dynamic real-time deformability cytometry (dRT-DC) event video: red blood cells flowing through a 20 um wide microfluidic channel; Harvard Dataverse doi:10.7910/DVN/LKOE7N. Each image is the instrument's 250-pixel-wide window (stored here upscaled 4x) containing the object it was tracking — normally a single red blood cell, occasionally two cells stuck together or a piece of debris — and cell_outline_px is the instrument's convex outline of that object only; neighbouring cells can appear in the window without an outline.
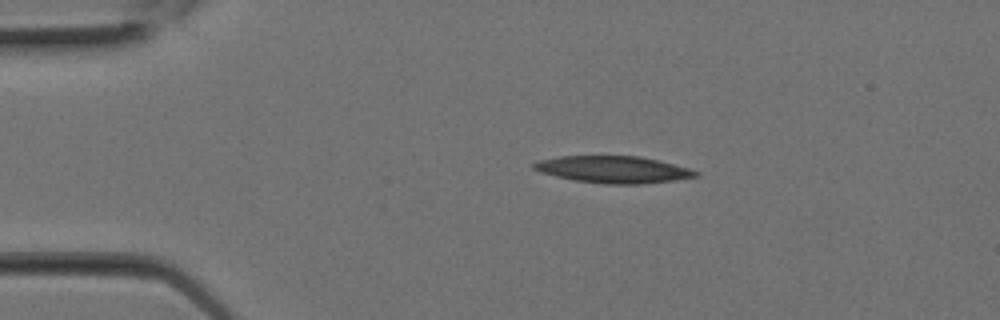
{"species": "Egyptian fruit bat (a non-hibernating species)", "species_latin": "Rousettus aegyptiacus", "temperature_condition": "room temperature", "stored_images_in_passage": 2, "camera_frame_rate_fps": 3000, "um_per_image_px": 0.085, "animal": {"sex": "female"}, "frame": {"image": 1, "passage_image": 1, "time_ms": 0.0, "image_size_px": [1000, 320], "cell_outline_px": [[700, 176], [676, 180], [640, 184], [604, 184], [576, 180], [556, 176], [532, 168], [532, 164], [540, 160], [560, 156], [640, 156], [688, 168], [700, 172]], "centroid_in_image_um": [52.17, 14.41], "position_along_channel_um": 32.8, "area_um2": 25.14}}
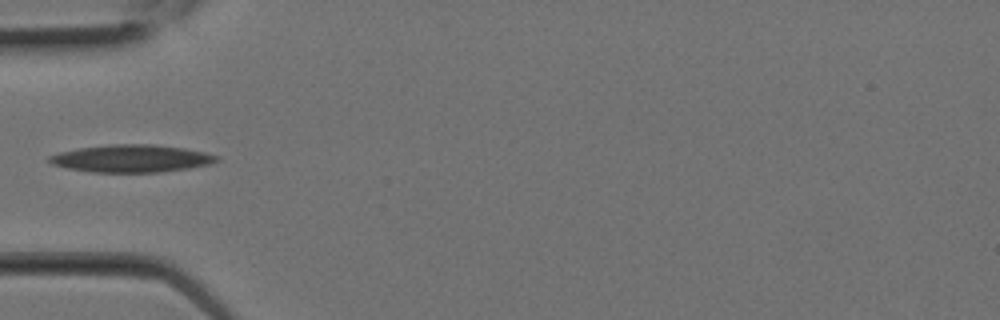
{"frame": {"image": 2, "passage_image": 2, "time_ms": 0.333, "image_size_px": [1000, 320], "cell_outline_px": [[220, 160], [208, 164], [188, 168], [160, 172], [92, 172], [68, 168], [52, 164], [48, 160], [48, 156], [60, 152], [80, 148], [108, 144], [152, 144], [184, 148], [204, 152], [220, 156]], "centroid_in_image_um": [11.18, 13.47], "position_along_channel_um": 73.8, "area_um2": 26.7}}